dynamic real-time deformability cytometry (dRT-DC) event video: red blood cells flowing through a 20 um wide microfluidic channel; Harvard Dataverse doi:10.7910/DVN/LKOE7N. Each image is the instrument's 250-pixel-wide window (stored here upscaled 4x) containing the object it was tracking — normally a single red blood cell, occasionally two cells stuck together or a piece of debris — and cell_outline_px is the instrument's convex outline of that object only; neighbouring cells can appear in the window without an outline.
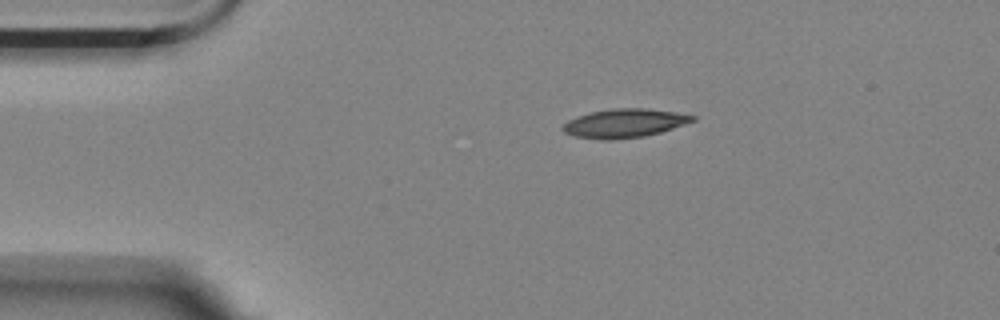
{"species": "Egyptian fruit bat (a non-hibernating species)", "species_latin": "Rousettus aegyptiacus", "temperature_condition": "room temperature", "stored_images_in_passage": 6, "camera_frame_rate_fps": 3000, "um_per_image_px": 0.085, "animal": {"sex": "female"}, "frame": {"image": 1, "passage_image": 1, "time_ms": 0.0, "image_size_px": [1000, 320], "cell_outline_px": [[696, 120], [660, 132], [644, 136], [608, 140], [600, 140], [576, 136], [564, 132], [560, 128], [568, 120], [592, 112], [612, 108], [644, 108], [676, 112], [696, 116]], "centroid_in_image_um": [53.08, 10.47], "position_along_channel_um": 31.9, "area_um2": 21.5}}
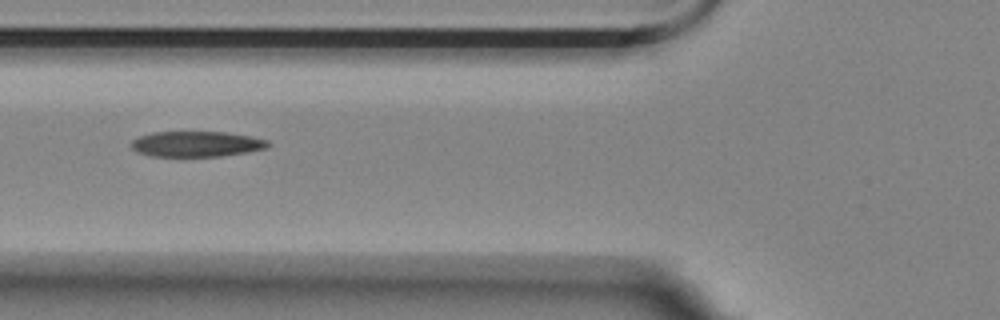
{"frame": {"image": 2, "passage_image": 3, "time_ms": 3.333, "image_size_px": [1000, 320], "cell_outline_px": [[272, 144], [268, 148], [248, 152], [220, 156], [152, 156], [136, 152], [132, 148], [132, 140], [140, 136], [152, 132], [224, 132], [252, 136], [268, 140]], "centroid_in_image_um": [16.74, 12.24], "position_along_channel_um": 109.1, "area_um2": 20.4}}
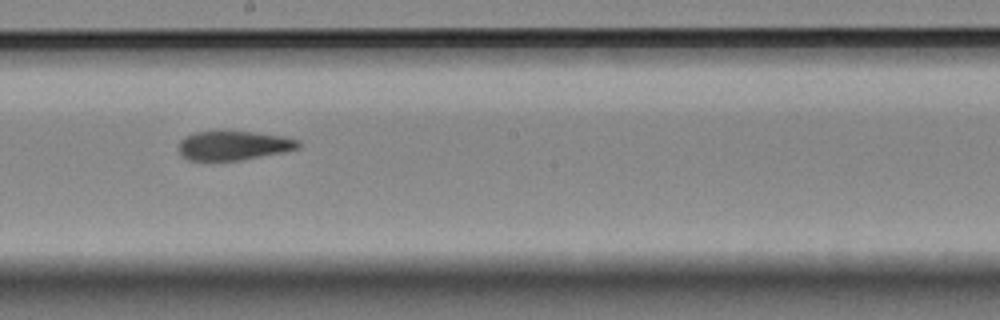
{"frame": {"image": 3, "passage_image": 6, "time_ms": 6.667, "image_size_px": [1000, 320], "cell_outline_px": [[300, 148], [284, 152], [240, 160], [188, 160], [180, 152], [180, 140], [184, 136], [196, 132], [252, 132], [284, 136], [300, 140]], "centroid_in_image_um": [19.9, 12.37], "position_along_channel_um": 228.3, "area_um2": 20.11}}